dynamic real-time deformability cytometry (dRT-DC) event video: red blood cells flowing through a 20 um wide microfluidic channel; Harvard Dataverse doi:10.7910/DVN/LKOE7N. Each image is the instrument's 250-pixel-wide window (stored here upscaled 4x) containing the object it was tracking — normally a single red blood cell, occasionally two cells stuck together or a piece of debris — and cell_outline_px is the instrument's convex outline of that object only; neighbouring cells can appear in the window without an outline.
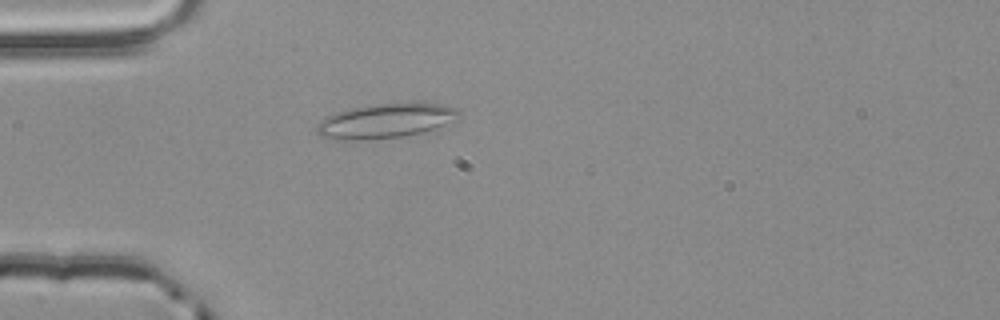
{"species": "common noctule bat (a hibernating species)", "species_latin": "Nyctalus noctula", "temperature_condition": "room temperature", "stored_images_in_passage": 41, "camera_frame_rate_fps": 3000, "um_per_image_px": 0.085, "animal": {"sex": "male", "body_mass_g": 20.4}, "frame": {"image": 1, "passage_image": 3, "time_ms": 0.667, "image_size_px": [1000, 320], "cell_outline_px": [[460, 116], [436, 128], [404, 136], [356, 140], [340, 140], [320, 136], [316, 132], [316, 124], [324, 116], [336, 112], [352, 108], [380, 104], [440, 104], [456, 108], [460, 112]], "centroid_in_image_um": [32.69, 10.29], "position_along_channel_um": 52.3, "area_um2": 28.03}}
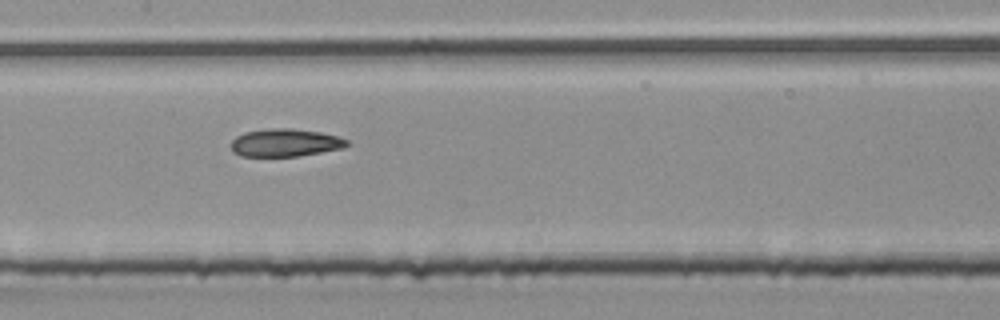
{"frame": {"image": 2, "passage_image": 14, "time_ms": 4.333, "image_size_px": [1000, 320], "cell_outline_px": [[348, 144], [344, 148], [300, 156], [240, 156], [232, 152], [232, 140], [236, 136], [244, 132], [268, 128], [292, 128], [320, 132], [336, 136], [348, 140]], "centroid_in_image_um": [24.23, 12.13], "position_along_channel_um": 183.2, "area_um2": 18.84}}
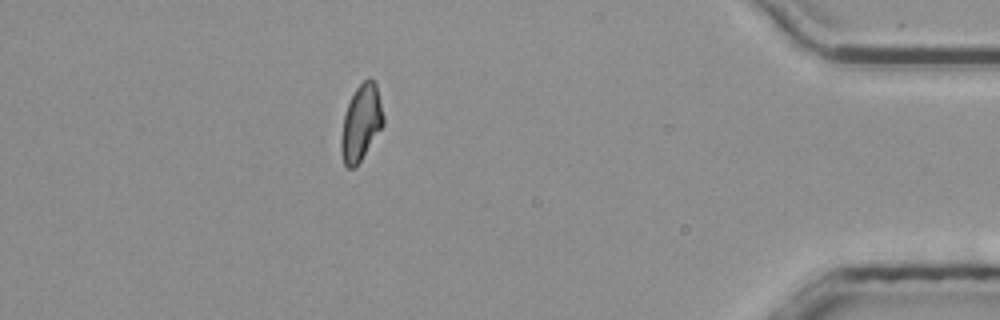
{"frame": {"image": 3, "passage_image": 35, "time_ms": 11.333, "image_size_px": [1000, 320], "cell_outline_px": [[384, 124], [356, 168], [348, 168], [344, 164], [340, 148], [340, 140], [344, 116], [348, 104], [356, 88], [368, 76], [376, 84], [384, 116]], "centroid_in_image_um": [30.69, 10.46], "position_along_channel_um": 404.5, "area_um2": 18.61}, "authors_computed_cell_mechanics": {"area_um2": 18.9584, "velocity_mm_per_s": 3.8573, "shape_relaxation_time_tau1_ms": null, "shape_relaxation_time_tau2_ms": 3.6166, "deformation_change_tau1": null, "deformation_change_tau2": 0.1109}}